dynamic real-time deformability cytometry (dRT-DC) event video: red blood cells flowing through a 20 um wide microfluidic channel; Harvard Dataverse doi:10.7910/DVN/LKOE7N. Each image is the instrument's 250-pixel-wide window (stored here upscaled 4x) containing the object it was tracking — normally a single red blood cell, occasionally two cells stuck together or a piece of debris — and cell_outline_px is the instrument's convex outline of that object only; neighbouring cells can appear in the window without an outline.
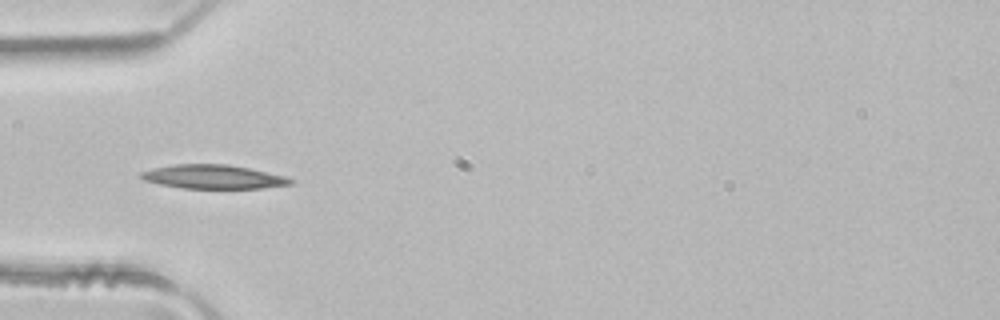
{"species": "common noctule bat (a hibernating species)", "species_latin": "Nyctalus noctula", "temperature_condition": "room temperature", "stored_images_in_passage": 3, "camera_frame_rate_fps": 3000, "um_per_image_px": 0.085, "animal": {"sex": "male", "body_mass_g": 21.5, "forearm_length_mm": 52.0}, "frame": {"image": 1, "passage_image": 3, "time_ms": 0.667, "image_size_px": [1000, 320], "cell_outline_px": [[296, 184], [260, 188], [184, 188], [160, 184], [144, 180], [140, 176], [140, 172], [152, 168], [172, 164], [228, 164], [248, 168], [284, 176], [296, 180]], "centroid_in_image_um": [18.14, 15.02], "position_along_channel_um": 66.9, "area_um2": 20.81}}